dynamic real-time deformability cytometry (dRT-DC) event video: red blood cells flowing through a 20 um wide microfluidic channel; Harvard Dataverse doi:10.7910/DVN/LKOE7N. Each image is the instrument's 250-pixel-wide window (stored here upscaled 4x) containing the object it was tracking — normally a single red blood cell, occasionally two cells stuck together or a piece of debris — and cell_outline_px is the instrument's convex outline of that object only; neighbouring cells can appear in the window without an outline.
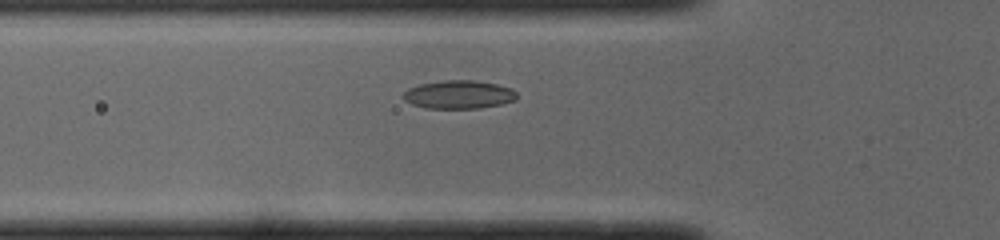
{"species": "common noctule bat (a hibernating species)", "species_latin": "Nyctalus noctula", "temperature_condition": "cold", "stored_images_in_passage": 37, "segment_of_instrument_passage": [1, 2], "camera_frame_rate_fps": 3000, "um_per_image_px": 0.085, "animal": {"sex": "male", "body_mass_g": 19.0, "forearm_length_mm": 50.8}, "frame": {"image": 1, "passage_image": 9, "time_ms": 2.667, "image_size_px": [1000, 240], "cell_outline_px": [[516, 100], [500, 104], [476, 108], [428, 108], [412, 104], [404, 100], [400, 96], [408, 88], [420, 84], [444, 80], [472, 80], [496, 84], [512, 88], [516, 92]], "centroid_in_image_um": [38.97, 8.03], "position_along_channel_um": 86.8, "area_um2": 18.67}}
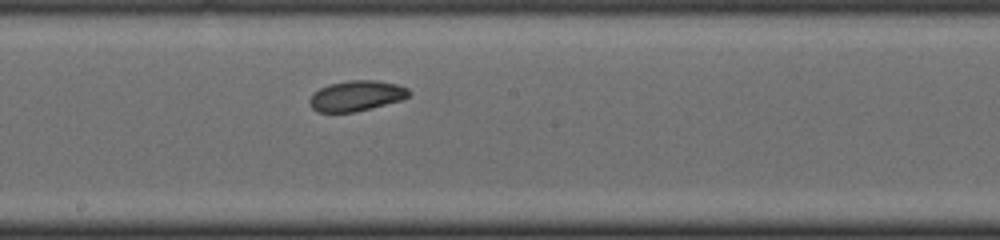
{"frame": {"image": 2, "passage_image": 19, "time_ms": 6.0, "image_size_px": [1000, 240], "cell_outline_px": [[412, 92], [404, 100], [352, 112], [320, 112], [312, 108], [308, 100], [312, 92], [328, 84], [348, 80], [376, 80], [396, 84], [408, 88]], "centroid_in_image_um": [30.29, 8.13], "position_along_channel_um": 217.9, "area_um2": 17.74}}
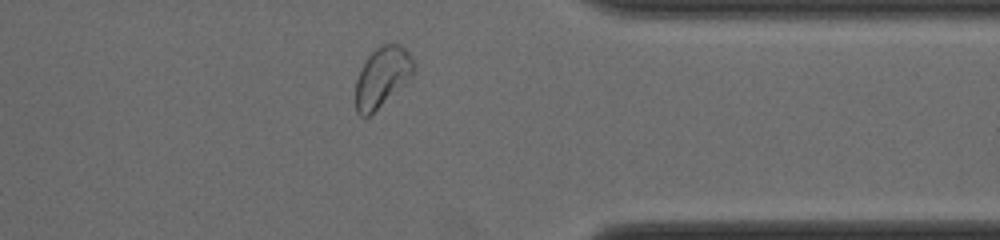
{"frame": {"image": 3, "passage_image": 32, "time_ms": 10.333, "image_size_px": [1000, 240], "cell_outline_px": [[412, 76], [368, 116], [360, 116], [356, 112], [356, 80], [364, 60], [380, 44], [400, 44], [408, 52], [412, 60]], "centroid_in_image_um": [32.44, 6.51], "position_along_channel_um": 379.0, "area_um2": 19.71}}